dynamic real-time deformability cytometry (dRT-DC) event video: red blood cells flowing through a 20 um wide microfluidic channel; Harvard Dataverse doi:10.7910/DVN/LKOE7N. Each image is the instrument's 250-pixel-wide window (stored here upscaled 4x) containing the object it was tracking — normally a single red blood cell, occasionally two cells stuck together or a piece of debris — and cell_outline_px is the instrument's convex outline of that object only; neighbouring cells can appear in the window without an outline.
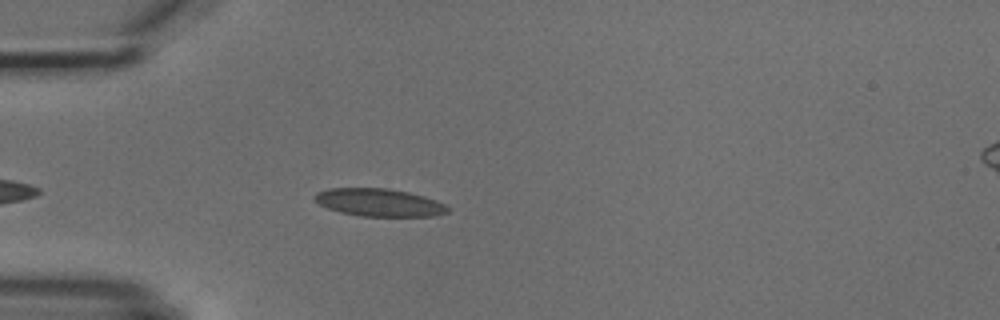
{"species": "common noctule bat (a hibernating species)", "species_latin": "Nyctalus noctula", "temperature_condition": "cold", "stored_images_in_passage": 2, "camera_frame_rate_fps": 3000, "um_per_image_px": 0.085, "animal": {"sex": "male", "body_mass_g": 18.8}, "frame": {"image": 1, "passage_image": 2, "time_ms": 1.333, "image_size_px": [1000, 320], "cell_outline_px": [[452, 208], [448, 212], [436, 216], [360, 216], [340, 212], [328, 208], [320, 204], [312, 196], [316, 192], [328, 188], [388, 188], [408, 192], [424, 196], [436, 200]], "centroid_in_image_um": [32.25, 17.21], "position_along_channel_um": 52.8, "area_um2": 21.62}}